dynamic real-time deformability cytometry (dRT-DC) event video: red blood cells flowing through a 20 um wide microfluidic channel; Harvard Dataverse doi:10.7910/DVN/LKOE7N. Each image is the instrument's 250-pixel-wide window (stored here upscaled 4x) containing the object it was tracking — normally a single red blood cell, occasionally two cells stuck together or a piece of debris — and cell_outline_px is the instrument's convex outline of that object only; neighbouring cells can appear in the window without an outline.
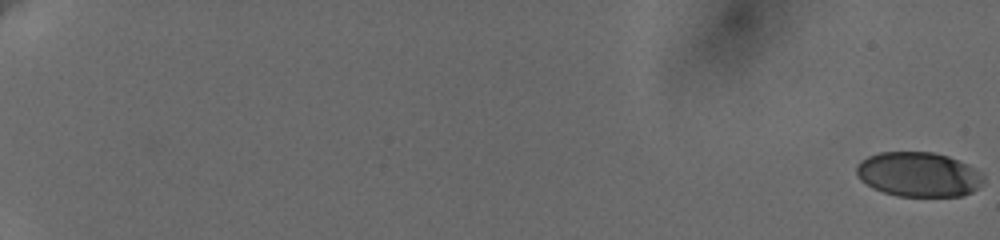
{"species": "human", "species_latin": "Homo sapiens", "temperature_condition": "cold", "stored_images_in_passage": 61, "camera_frame_rate_fps": 3000, "um_per_image_px": 0.085, "donor": {"sex": "female"}, "frame": {"image": 1, "passage_image": 1, "time_ms": 0.0, "image_size_px": [1000, 240], "cell_outline_px": [[984, 184], [972, 192], [960, 196], [896, 196], [872, 188], [860, 180], [856, 176], [856, 164], [860, 160], [868, 156], [880, 152], [932, 152], [948, 156], [968, 164], [984, 172]], "centroid_in_image_um": [78.09, 14.82], "position_along_channel_um": 6.9, "area_um2": 33.52}}
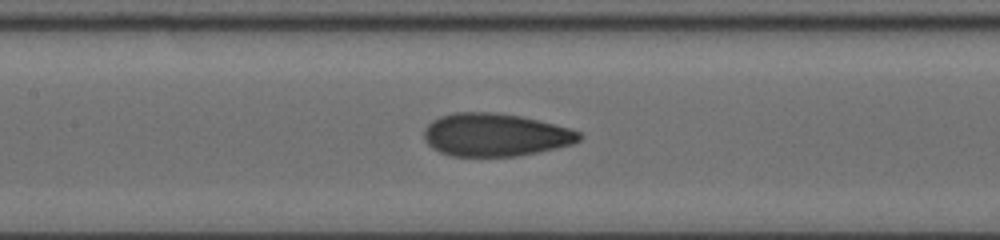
{"frame": {"image": 2, "passage_image": 34, "time_ms": 11.0, "image_size_px": [1000, 240], "cell_outline_px": [[584, 136], [580, 140], [572, 144], [556, 148], [516, 156], [452, 156], [440, 152], [432, 148], [424, 140], [424, 128], [432, 120], [440, 116], [456, 112], [496, 112], [520, 116], [568, 128], [580, 132]], "centroid_in_image_um": [42.06, 11.46], "position_along_channel_um": 165.3, "area_um2": 38.73}}
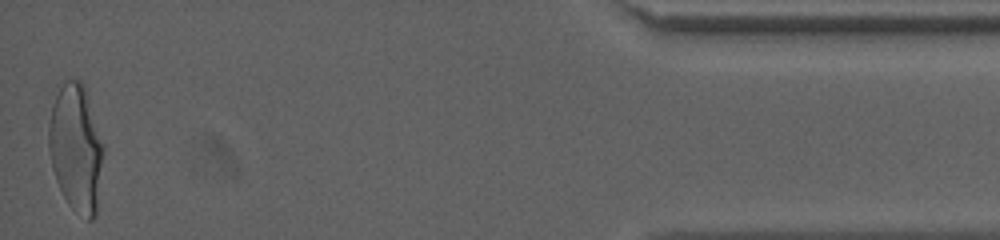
{"frame": {"image": 3, "passage_image": 61, "time_ms": 20.0, "image_size_px": [1000, 240], "cell_outline_px": [[104, 152], [96, 216], [92, 220], [88, 220], [72, 208], [68, 204], [56, 180], [52, 168], [48, 148], [48, 124], [56, 84], [68, 80], [80, 80], [84, 84], [104, 144]], "centroid_in_image_um": [6.45, 12.53], "position_along_channel_um": 428.8, "area_um2": 41.33}, "authors_computed_cell_mechanics": {"area_um2": 37.57, "velocity_mm_per_s": 3.6399, "shape_relaxation_time_tau1_ms": 5.0888, "shape_relaxation_time_tau2_ms": 0.9326, "deformation_change_tau1": 0.1714, "deformation_change_tau2": 0.0705}}